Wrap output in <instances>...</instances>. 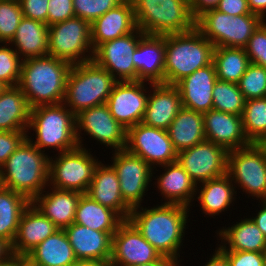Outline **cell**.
Instances as JSON below:
<instances>
[{
	"label": "cell",
	"mask_w": 266,
	"mask_h": 266,
	"mask_svg": "<svg viewBox=\"0 0 266 266\" xmlns=\"http://www.w3.org/2000/svg\"><path fill=\"white\" fill-rule=\"evenodd\" d=\"M19 266H34L32 264H30L26 259H24L20 264Z\"/></svg>",
	"instance_id": "obj_58"
},
{
	"label": "cell",
	"mask_w": 266,
	"mask_h": 266,
	"mask_svg": "<svg viewBox=\"0 0 266 266\" xmlns=\"http://www.w3.org/2000/svg\"><path fill=\"white\" fill-rule=\"evenodd\" d=\"M83 130L91 138L107 147L110 146L115 151L125 149L127 129L110 114L106 103L81 110L76 114V139L80 147H83V137L80 135Z\"/></svg>",
	"instance_id": "obj_16"
},
{
	"label": "cell",
	"mask_w": 266,
	"mask_h": 266,
	"mask_svg": "<svg viewBox=\"0 0 266 266\" xmlns=\"http://www.w3.org/2000/svg\"><path fill=\"white\" fill-rule=\"evenodd\" d=\"M189 209L167 203L149 209L139 206L131 210L128 220L161 256L179 264V250L183 245Z\"/></svg>",
	"instance_id": "obj_1"
},
{
	"label": "cell",
	"mask_w": 266,
	"mask_h": 266,
	"mask_svg": "<svg viewBox=\"0 0 266 266\" xmlns=\"http://www.w3.org/2000/svg\"><path fill=\"white\" fill-rule=\"evenodd\" d=\"M3 187V183H2V175H1V169H0V188Z\"/></svg>",
	"instance_id": "obj_60"
},
{
	"label": "cell",
	"mask_w": 266,
	"mask_h": 266,
	"mask_svg": "<svg viewBox=\"0 0 266 266\" xmlns=\"http://www.w3.org/2000/svg\"><path fill=\"white\" fill-rule=\"evenodd\" d=\"M23 18L19 1L0 0V44H9Z\"/></svg>",
	"instance_id": "obj_41"
},
{
	"label": "cell",
	"mask_w": 266,
	"mask_h": 266,
	"mask_svg": "<svg viewBox=\"0 0 266 266\" xmlns=\"http://www.w3.org/2000/svg\"><path fill=\"white\" fill-rule=\"evenodd\" d=\"M2 45H0V82L6 87L18 86L23 60L13 50L14 46L8 47L9 44L5 43Z\"/></svg>",
	"instance_id": "obj_42"
},
{
	"label": "cell",
	"mask_w": 266,
	"mask_h": 266,
	"mask_svg": "<svg viewBox=\"0 0 266 266\" xmlns=\"http://www.w3.org/2000/svg\"><path fill=\"white\" fill-rule=\"evenodd\" d=\"M58 228L32 202L24 209L12 243L14 255L25 257Z\"/></svg>",
	"instance_id": "obj_22"
},
{
	"label": "cell",
	"mask_w": 266,
	"mask_h": 266,
	"mask_svg": "<svg viewBox=\"0 0 266 266\" xmlns=\"http://www.w3.org/2000/svg\"><path fill=\"white\" fill-rule=\"evenodd\" d=\"M137 81L164 83L165 35L145 34L133 54Z\"/></svg>",
	"instance_id": "obj_23"
},
{
	"label": "cell",
	"mask_w": 266,
	"mask_h": 266,
	"mask_svg": "<svg viewBox=\"0 0 266 266\" xmlns=\"http://www.w3.org/2000/svg\"><path fill=\"white\" fill-rule=\"evenodd\" d=\"M220 0H192L190 2L191 12L195 19H197L205 11L216 9Z\"/></svg>",
	"instance_id": "obj_50"
},
{
	"label": "cell",
	"mask_w": 266,
	"mask_h": 266,
	"mask_svg": "<svg viewBox=\"0 0 266 266\" xmlns=\"http://www.w3.org/2000/svg\"><path fill=\"white\" fill-rule=\"evenodd\" d=\"M205 139L228 151L251 144L245 135L242 116L215 109L203 113Z\"/></svg>",
	"instance_id": "obj_20"
},
{
	"label": "cell",
	"mask_w": 266,
	"mask_h": 266,
	"mask_svg": "<svg viewBox=\"0 0 266 266\" xmlns=\"http://www.w3.org/2000/svg\"><path fill=\"white\" fill-rule=\"evenodd\" d=\"M245 50L250 63L266 68V20L253 32Z\"/></svg>",
	"instance_id": "obj_44"
},
{
	"label": "cell",
	"mask_w": 266,
	"mask_h": 266,
	"mask_svg": "<svg viewBox=\"0 0 266 266\" xmlns=\"http://www.w3.org/2000/svg\"><path fill=\"white\" fill-rule=\"evenodd\" d=\"M162 256L129 221L112 235V257L108 266H135L158 261Z\"/></svg>",
	"instance_id": "obj_17"
},
{
	"label": "cell",
	"mask_w": 266,
	"mask_h": 266,
	"mask_svg": "<svg viewBox=\"0 0 266 266\" xmlns=\"http://www.w3.org/2000/svg\"><path fill=\"white\" fill-rule=\"evenodd\" d=\"M217 81L214 63L197 69L180 80L176 86L181 95L182 107L205 113L213 109V88Z\"/></svg>",
	"instance_id": "obj_21"
},
{
	"label": "cell",
	"mask_w": 266,
	"mask_h": 266,
	"mask_svg": "<svg viewBox=\"0 0 266 266\" xmlns=\"http://www.w3.org/2000/svg\"><path fill=\"white\" fill-rule=\"evenodd\" d=\"M75 17L73 0H49L47 25Z\"/></svg>",
	"instance_id": "obj_47"
},
{
	"label": "cell",
	"mask_w": 266,
	"mask_h": 266,
	"mask_svg": "<svg viewBox=\"0 0 266 266\" xmlns=\"http://www.w3.org/2000/svg\"><path fill=\"white\" fill-rule=\"evenodd\" d=\"M161 167H164V172L156 179V188L165 198L164 203L190 207L192 199L194 200L197 194L196 183L177 161Z\"/></svg>",
	"instance_id": "obj_28"
},
{
	"label": "cell",
	"mask_w": 266,
	"mask_h": 266,
	"mask_svg": "<svg viewBox=\"0 0 266 266\" xmlns=\"http://www.w3.org/2000/svg\"><path fill=\"white\" fill-rule=\"evenodd\" d=\"M49 0H19L23 17L47 24Z\"/></svg>",
	"instance_id": "obj_48"
},
{
	"label": "cell",
	"mask_w": 266,
	"mask_h": 266,
	"mask_svg": "<svg viewBox=\"0 0 266 266\" xmlns=\"http://www.w3.org/2000/svg\"><path fill=\"white\" fill-rule=\"evenodd\" d=\"M177 152L205 140L203 113L182 107L167 129Z\"/></svg>",
	"instance_id": "obj_32"
},
{
	"label": "cell",
	"mask_w": 266,
	"mask_h": 266,
	"mask_svg": "<svg viewBox=\"0 0 266 266\" xmlns=\"http://www.w3.org/2000/svg\"><path fill=\"white\" fill-rule=\"evenodd\" d=\"M13 255L12 245L7 240L0 238V263L7 261Z\"/></svg>",
	"instance_id": "obj_54"
},
{
	"label": "cell",
	"mask_w": 266,
	"mask_h": 266,
	"mask_svg": "<svg viewBox=\"0 0 266 266\" xmlns=\"http://www.w3.org/2000/svg\"><path fill=\"white\" fill-rule=\"evenodd\" d=\"M261 202L262 208L258 211L257 216L251 217V219L266 237V200H261Z\"/></svg>",
	"instance_id": "obj_51"
},
{
	"label": "cell",
	"mask_w": 266,
	"mask_h": 266,
	"mask_svg": "<svg viewBox=\"0 0 266 266\" xmlns=\"http://www.w3.org/2000/svg\"><path fill=\"white\" fill-rule=\"evenodd\" d=\"M64 103L42 105L30 109L28 130L35 131L36 140L27 138L40 151L56 148L60 153L76 149V115ZM43 148V150H41Z\"/></svg>",
	"instance_id": "obj_5"
},
{
	"label": "cell",
	"mask_w": 266,
	"mask_h": 266,
	"mask_svg": "<svg viewBox=\"0 0 266 266\" xmlns=\"http://www.w3.org/2000/svg\"><path fill=\"white\" fill-rule=\"evenodd\" d=\"M135 266H179L177 262L168 258V257H161L158 261L142 264V265H135Z\"/></svg>",
	"instance_id": "obj_55"
},
{
	"label": "cell",
	"mask_w": 266,
	"mask_h": 266,
	"mask_svg": "<svg viewBox=\"0 0 266 266\" xmlns=\"http://www.w3.org/2000/svg\"><path fill=\"white\" fill-rule=\"evenodd\" d=\"M228 153L223 146L205 139L178 152L177 162L197 185L227 173Z\"/></svg>",
	"instance_id": "obj_15"
},
{
	"label": "cell",
	"mask_w": 266,
	"mask_h": 266,
	"mask_svg": "<svg viewBox=\"0 0 266 266\" xmlns=\"http://www.w3.org/2000/svg\"><path fill=\"white\" fill-rule=\"evenodd\" d=\"M227 174L243 192L266 200V144L251 143L229 151Z\"/></svg>",
	"instance_id": "obj_10"
},
{
	"label": "cell",
	"mask_w": 266,
	"mask_h": 266,
	"mask_svg": "<svg viewBox=\"0 0 266 266\" xmlns=\"http://www.w3.org/2000/svg\"><path fill=\"white\" fill-rule=\"evenodd\" d=\"M111 166L120 182V191L124 202L131 208L139 207L145 191L152 180L153 167L143 158L126 149L114 151Z\"/></svg>",
	"instance_id": "obj_13"
},
{
	"label": "cell",
	"mask_w": 266,
	"mask_h": 266,
	"mask_svg": "<svg viewBox=\"0 0 266 266\" xmlns=\"http://www.w3.org/2000/svg\"><path fill=\"white\" fill-rule=\"evenodd\" d=\"M213 63L217 79L238 83L250 64L245 48L215 47Z\"/></svg>",
	"instance_id": "obj_37"
},
{
	"label": "cell",
	"mask_w": 266,
	"mask_h": 266,
	"mask_svg": "<svg viewBox=\"0 0 266 266\" xmlns=\"http://www.w3.org/2000/svg\"><path fill=\"white\" fill-rule=\"evenodd\" d=\"M71 66L69 62L50 55L22 61L18 87L30 109L63 103Z\"/></svg>",
	"instance_id": "obj_2"
},
{
	"label": "cell",
	"mask_w": 266,
	"mask_h": 266,
	"mask_svg": "<svg viewBox=\"0 0 266 266\" xmlns=\"http://www.w3.org/2000/svg\"><path fill=\"white\" fill-rule=\"evenodd\" d=\"M30 107L18 86L5 87L0 93V131H27Z\"/></svg>",
	"instance_id": "obj_34"
},
{
	"label": "cell",
	"mask_w": 266,
	"mask_h": 266,
	"mask_svg": "<svg viewBox=\"0 0 266 266\" xmlns=\"http://www.w3.org/2000/svg\"><path fill=\"white\" fill-rule=\"evenodd\" d=\"M220 251H249L266 253V237L251 218L241 219L231 227L219 230ZM227 242V243H226ZM228 245L227 247L225 245ZM229 247V248H228Z\"/></svg>",
	"instance_id": "obj_30"
},
{
	"label": "cell",
	"mask_w": 266,
	"mask_h": 266,
	"mask_svg": "<svg viewBox=\"0 0 266 266\" xmlns=\"http://www.w3.org/2000/svg\"><path fill=\"white\" fill-rule=\"evenodd\" d=\"M27 131H0V167L27 138Z\"/></svg>",
	"instance_id": "obj_45"
},
{
	"label": "cell",
	"mask_w": 266,
	"mask_h": 266,
	"mask_svg": "<svg viewBox=\"0 0 266 266\" xmlns=\"http://www.w3.org/2000/svg\"><path fill=\"white\" fill-rule=\"evenodd\" d=\"M233 184L226 173L223 176L202 182L199 185L201 190L197 186V192L199 193L197 199L200 202L203 213L215 216L229 208L235 199L234 194H237V191H235L236 186Z\"/></svg>",
	"instance_id": "obj_35"
},
{
	"label": "cell",
	"mask_w": 266,
	"mask_h": 266,
	"mask_svg": "<svg viewBox=\"0 0 266 266\" xmlns=\"http://www.w3.org/2000/svg\"><path fill=\"white\" fill-rule=\"evenodd\" d=\"M237 84L246 100L266 97V68L250 63Z\"/></svg>",
	"instance_id": "obj_40"
},
{
	"label": "cell",
	"mask_w": 266,
	"mask_h": 266,
	"mask_svg": "<svg viewBox=\"0 0 266 266\" xmlns=\"http://www.w3.org/2000/svg\"><path fill=\"white\" fill-rule=\"evenodd\" d=\"M144 35L145 33L137 28L132 33L100 44L94 50L93 61L119 82L137 81L132 57Z\"/></svg>",
	"instance_id": "obj_14"
},
{
	"label": "cell",
	"mask_w": 266,
	"mask_h": 266,
	"mask_svg": "<svg viewBox=\"0 0 266 266\" xmlns=\"http://www.w3.org/2000/svg\"><path fill=\"white\" fill-rule=\"evenodd\" d=\"M25 259L34 266H70L78 262L64 229L46 238Z\"/></svg>",
	"instance_id": "obj_29"
},
{
	"label": "cell",
	"mask_w": 266,
	"mask_h": 266,
	"mask_svg": "<svg viewBox=\"0 0 266 266\" xmlns=\"http://www.w3.org/2000/svg\"><path fill=\"white\" fill-rule=\"evenodd\" d=\"M124 219L114 210L99 204L87 194H82L76 208L74 223L93 230L107 232L111 236Z\"/></svg>",
	"instance_id": "obj_33"
},
{
	"label": "cell",
	"mask_w": 266,
	"mask_h": 266,
	"mask_svg": "<svg viewBox=\"0 0 266 266\" xmlns=\"http://www.w3.org/2000/svg\"><path fill=\"white\" fill-rule=\"evenodd\" d=\"M216 9L232 16L251 13L247 0H220Z\"/></svg>",
	"instance_id": "obj_49"
},
{
	"label": "cell",
	"mask_w": 266,
	"mask_h": 266,
	"mask_svg": "<svg viewBox=\"0 0 266 266\" xmlns=\"http://www.w3.org/2000/svg\"><path fill=\"white\" fill-rule=\"evenodd\" d=\"M25 259L23 256L13 255L7 261L0 263V266H19V264Z\"/></svg>",
	"instance_id": "obj_56"
},
{
	"label": "cell",
	"mask_w": 266,
	"mask_h": 266,
	"mask_svg": "<svg viewBox=\"0 0 266 266\" xmlns=\"http://www.w3.org/2000/svg\"><path fill=\"white\" fill-rule=\"evenodd\" d=\"M22 60L48 55V25L23 17L9 43Z\"/></svg>",
	"instance_id": "obj_31"
},
{
	"label": "cell",
	"mask_w": 266,
	"mask_h": 266,
	"mask_svg": "<svg viewBox=\"0 0 266 266\" xmlns=\"http://www.w3.org/2000/svg\"><path fill=\"white\" fill-rule=\"evenodd\" d=\"M125 149L143 158L153 168L177 161L178 152L167 130L142 122L127 129Z\"/></svg>",
	"instance_id": "obj_12"
},
{
	"label": "cell",
	"mask_w": 266,
	"mask_h": 266,
	"mask_svg": "<svg viewBox=\"0 0 266 266\" xmlns=\"http://www.w3.org/2000/svg\"><path fill=\"white\" fill-rule=\"evenodd\" d=\"M215 46L195 27L165 34L164 83L176 85L197 69L213 63Z\"/></svg>",
	"instance_id": "obj_4"
},
{
	"label": "cell",
	"mask_w": 266,
	"mask_h": 266,
	"mask_svg": "<svg viewBox=\"0 0 266 266\" xmlns=\"http://www.w3.org/2000/svg\"><path fill=\"white\" fill-rule=\"evenodd\" d=\"M153 93L149 94L142 123L167 130L182 108L181 95L176 85L165 83L152 84Z\"/></svg>",
	"instance_id": "obj_24"
},
{
	"label": "cell",
	"mask_w": 266,
	"mask_h": 266,
	"mask_svg": "<svg viewBox=\"0 0 266 266\" xmlns=\"http://www.w3.org/2000/svg\"><path fill=\"white\" fill-rule=\"evenodd\" d=\"M212 96L213 109L242 116L246 99L237 83L217 79Z\"/></svg>",
	"instance_id": "obj_39"
},
{
	"label": "cell",
	"mask_w": 266,
	"mask_h": 266,
	"mask_svg": "<svg viewBox=\"0 0 266 266\" xmlns=\"http://www.w3.org/2000/svg\"><path fill=\"white\" fill-rule=\"evenodd\" d=\"M117 82L94 61L72 65L63 103L76 115L81 110L106 103Z\"/></svg>",
	"instance_id": "obj_6"
},
{
	"label": "cell",
	"mask_w": 266,
	"mask_h": 266,
	"mask_svg": "<svg viewBox=\"0 0 266 266\" xmlns=\"http://www.w3.org/2000/svg\"><path fill=\"white\" fill-rule=\"evenodd\" d=\"M48 55L71 65L93 61L91 24L73 17L48 26Z\"/></svg>",
	"instance_id": "obj_9"
},
{
	"label": "cell",
	"mask_w": 266,
	"mask_h": 266,
	"mask_svg": "<svg viewBox=\"0 0 266 266\" xmlns=\"http://www.w3.org/2000/svg\"><path fill=\"white\" fill-rule=\"evenodd\" d=\"M119 185V178L113 167L99 162L86 194L99 204L116 211L124 220H128L132 209L124 202Z\"/></svg>",
	"instance_id": "obj_26"
},
{
	"label": "cell",
	"mask_w": 266,
	"mask_h": 266,
	"mask_svg": "<svg viewBox=\"0 0 266 266\" xmlns=\"http://www.w3.org/2000/svg\"><path fill=\"white\" fill-rule=\"evenodd\" d=\"M204 266H230V264L226 256L219 249H217Z\"/></svg>",
	"instance_id": "obj_53"
},
{
	"label": "cell",
	"mask_w": 266,
	"mask_h": 266,
	"mask_svg": "<svg viewBox=\"0 0 266 266\" xmlns=\"http://www.w3.org/2000/svg\"><path fill=\"white\" fill-rule=\"evenodd\" d=\"M51 191L40 193L32 203L49 218L58 229L69 227L75 220L80 192L59 190L50 187Z\"/></svg>",
	"instance_id": "obj_27"
},
{
	"label": "cell",
	"mask_w": 266,
	"mask_h": 266,
	"mask_svg": "<svg viewBox=\"0 0 266 266\" xmlns=\"http://www.w3.org/2000/svg\"><path fill=\"white\" fill-rule=\"evenodd\" d=\"M30 203L24 195L5 187L0 188V238L12 245L20 217Z\"/></svg>",
	"instance_id": "obj_36"
},
{
	"label": "cell",
	"mask_w": 266,
	"mask_h": 266,
	"mask_svg": "<svg viewBox=\"0 0 266 266\" xmlns=\"http://www.w3.org/2000/svg\"><path fill=\"white\" fill-rule=\"evenodd\" d=\"M89 152V153H88ZM90 150L78 146L76 149L58 153L49 160V180L53 188L86 194L92 182L94 170L99 164Z\"/></svg>",
	"instance_id": "obj_11"
},
{
	"label": "cell",
	"mask_w": 266,
	"mask_h": 266,
	"mask_svg": "<svg viewBox=\"0 0 266 266\" xmlns=\"http://www.w3.org/2000/svg\"><path fill=\"white\" fill-rule=\"evenodd\" d=\"M65 232L78 261L108 266L112 257V236L107 232L72 223Z\"/></svg>",
	"instance_id": "obj_19"
},
{
	"label": "cell",
	"mask_w": 266,
	"mask_h": 266,
	"mask_svg": "<svg viewBox=\"0 0 266 266\" xmlns=\"http://www.w3.org/2000/svg\"><path fill=\"white\" fill-rule=\"evenodd\" d=\"M251 13L259 15L264 21L266 19V0H247Z\"/></svg>",
	"instance_id": "obj_52"
},
{
	"label": "cell",
	"mask_w": 266,
	"mask_h": 266,
	"mask_svg": "<svg viewBox=\"0 0 266 266\" xmlns=\"http://www.w3.org/2000/svg\"><path fill=\"white\" fill-rule=\"evenodd\" d=\"M230 266H265L266 253L249 251H221Z\"/></svg>",
	"instance_id": "obj_46"
},
{
	"label": "cell",
	"mask_w": 266,
	"mask_h": 266,
	"mask_svg": "<svg viewBox=\"0 0 266 266\" xmlns=\"http://www.w3.org/2000/svg\"><path fill=\"white\" fill-rule=\"evenodd\" d=\"M26 138L0 167L3 187L24 195L32 202L49 180L50 156Z\"/></svg>",
	"instance_id": "obj_3"
},
{
	"label": "cell",
	"mask_w": 266,
	"mask_h": 266,
	"mask_svg": "<svg viewBox=\"0 0 266 266\" xmlns=\"http://www.w3.org/2000/svg\"><path fill=\"white\" fill-rule=\"evenodd\" d=\"M242 122L251 143H266V97L246 100Z\"/></svg>",
	"instance_id": "obj_38"
},
{
	"label": "cell",
	"mask_w": 266,
	"mask_h": 266,
	"mask_svg": "<svg viewBox=\"0 0 266 266\" xmlns=\"http://www.w3.org/2000/svg\"><path fill=\"white\" fill-rule=\"evenodd\" d=\"M70 266H101L94 261H78Z\"/></svg>",
	"instance_id": "obj_57"
},
{
	"label": "cell",
	"mask_w": 266,
	"mask_h": 266,
	"mask_svg": "<svg viewBox=\"0 0 266 266\" xmlns=\"http://www.w3.org/2000/svg\"><path fill=\"white\" fill-rule=\"evenodd\" d=\"M137 28L148 35L183 33L196 27L188 0H131Z\"/></svg>",
	"instance_id": "obj_7"
},
{
	"label": "cell",
	"mask_w": 266,
	"mask_h": 266,
	"mask_svg": "<svg viewBox=\"0 0 266 266\" xmlns=\"http://www.w3.org/2000/svg\"><path fill=\"white\" fill-rule=\"evenodd\" d=\"M144 83L118 81L107 99L110 114L126 129L142 122L144 118L149 96Z\"/></svg>",
	"instance_id": "obj_18"
},
{
	"label": "cell",
	"mask_w": 266,
	"mask_h": 266,
	"mask_svg": "<svg viewBox=\"0 0 266 266\" xmlns=\"http://www.w3.org/2000/svg\"><path fill=\"white\" fill-rule=\"evenodd\" d=\"M263 21L257 14L232 16L211 9L196 19V28L215 47L245 48L253 32Z\"/></svg>",
	"instance_id": "obj_8"
},
{
	"label": "cell",
	"mask_w": 266,
	"mask_h": 266,
	"mask_svg": "<svg viewBox=\"0 0 266 266\" xmlns=\"http://www.w3.org/2000/svg\"><path fill=\"white\" fill-rule=\"evenodd\" d=\"M137 29L131 0H124L91 23V41L95 50L100 44L127 35Z\"/></svg>",
	"instance_id": "obj_25"
},
{
	"label": "cell",
	"mask_w": 266,
	"mask_h": 266,
	"mask_svg": "<svg viewBox=\"0 0 266 266\" xmlns=\"http://www.w3.org/2000/svg\"><path fill=\"white\" fill-rule=\"evenodd\" d=\"M124 0H73L75 17H80L90 24L110 9L117 7Z\"/></svg>",
	"instance_id": "obj_43"
},
{
	"label": "cell",
	"mask_w": 266,
	"mask_h": 266,
	"mask_svg": "<svg viewBox=\"0 0 266 266\" xmlns=\"http://www.w3.org/2000/svg\"><path fill=\"white\" fill-rule=\"evenodd\" d=\"M5 85H3L1 82H0V93L5 89Z\"/></svg>",
	"instance_id": "obj_59"
}]
</instances>
